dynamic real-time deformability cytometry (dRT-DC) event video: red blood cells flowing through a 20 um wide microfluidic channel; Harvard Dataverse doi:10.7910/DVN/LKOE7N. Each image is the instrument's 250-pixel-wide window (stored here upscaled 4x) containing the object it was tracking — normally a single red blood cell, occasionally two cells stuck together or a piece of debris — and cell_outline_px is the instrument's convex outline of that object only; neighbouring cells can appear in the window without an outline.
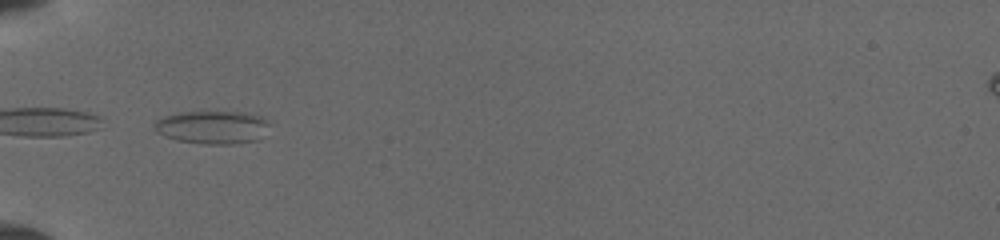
{"species": "common noctule bat (a hibernating species)", "species_latin": "Nyctalus noctula", "temperature_condition": "cold", "stored_images_in_passage": 7, "camera_frame_rate_fps": 3000, "um_per_image_px": 0.085, "animal": {"sex": "female", "body_mass_g": 19.5, "forearm_length_mm": 54.1}, "frame": {"image": 1, "passage_image": 1, "time_ms": 0.0, "image_size_px": [1000, 240], "cell_outline_px": [[268, 124], [256, 140], [236, 144], [208, 144], [176, 140], [156, 132], [156, 120], [164, 116], [176, 112], [240, 112], [264, 116]], "centroid_in_image_um": [18.02, 10.81], "position_along_channel_um": 67.0, "area_um2": 21.85}}
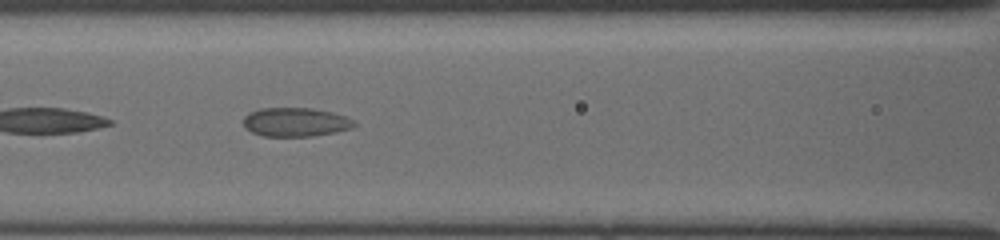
{"frame": {"image": 2, "passage_image": 5, "time_ms": 2.0, "image_size_px": [1000, 240], "cell_outline_px": [[356, 124], [352, 128], [336, 132], [312, 136], [264, 136], [252, 132], [244, 128], [244, 116], [248, 112], [260, 108], [312, 108], [332, 112], [356, 120]], "centroid_in_image_um": [25.12, 10.37], "position_along_channel_um": 141.5, "area_um2": 18.79}}
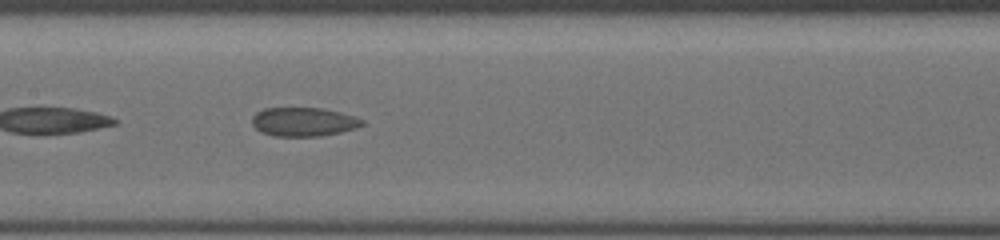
{"frame": {"image": 3, "passage_image": 7, "time_ms": 3.0, "image_size_px": [1000, 240], "cell_outline_px": [[364, 124], [356, 128], [340, 132], [320, 136], [272, 136], [260, 132], [252, 124], [252, 116], [256, 112], [264, 108], [320, 108], [340, 112], [364, 120]], "centroid_in_image_um": [25.77, 10.36], "position_along_channel_um": 181.6, "area_um2": 18.5}}